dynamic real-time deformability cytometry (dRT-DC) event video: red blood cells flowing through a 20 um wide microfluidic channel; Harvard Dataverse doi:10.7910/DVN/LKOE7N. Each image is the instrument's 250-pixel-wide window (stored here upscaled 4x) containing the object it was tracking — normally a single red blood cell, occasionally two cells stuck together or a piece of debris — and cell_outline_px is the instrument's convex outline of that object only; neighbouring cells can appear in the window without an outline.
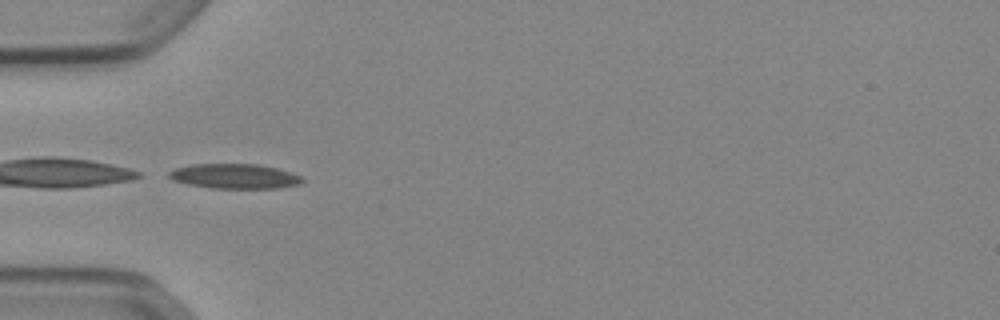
{"species": "Egyptian fruit bat (a non-hibernating species)", "species_latin": "Rousettus aegyptiacus", "temperature_condition": "cold", "stored_images_in_passage": 34, "camera_frame_rate_fps": 3000, "um_per_image_px": 0.085, "animal": {"sex": "female"}, "frame": {"image": 1, "passage_image": 1, "time_ms": 0.0, "image_size_px": [1000, 320], "cell_outline_px": [[304, 180], [300, 184], [276, 188], [212, 188], [188, 184], [172, 180], [168, 176], [168, 172], [172, 168], [192, 164], [256, 164], [276, 168], [300, 176]], "centroid_in_image_um": [19.88, 14.97], "position_along_channel_um": 65.1, "area_um2": 19.19}, "authors_computed_cell_mechanics": {"area_um2": 18.4382, "velocity_mm_per_s": 3.9025, "shape_relaxation_time_tau1_ms": 6.453, "shape_relaxation_time_tau2_ms": null, "deformation_change_tau1": 0.1233, "deformation_change_tau2": null}}